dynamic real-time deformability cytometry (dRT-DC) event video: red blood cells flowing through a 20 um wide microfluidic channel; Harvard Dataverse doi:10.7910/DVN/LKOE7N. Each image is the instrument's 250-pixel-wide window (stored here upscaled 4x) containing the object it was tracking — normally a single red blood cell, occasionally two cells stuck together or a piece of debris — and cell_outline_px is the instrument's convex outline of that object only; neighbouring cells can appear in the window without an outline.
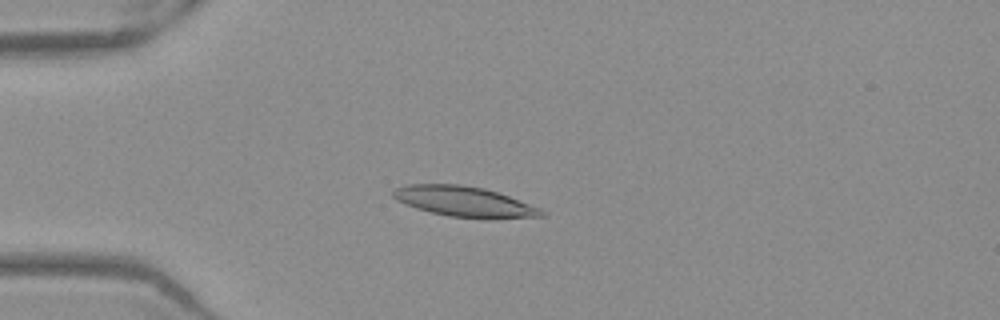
{"species": "Egyptian fruit bat (a non-hibernating species)", "species_latin": "Rousettus aegyptiacus", "temperature_condition": "warm", "stored_images_in_passage": 51, "camera_frame_rate_fps": 3000, "um_per_image_px": 0.085, "frame": {"image": 1, "passage_image": 13, "time_ms": 4.0, "image_size_px": [1000, 320], "cell_outline_px": [[548, 216], [488, 220], [448, 216], [416, 208], [396, 200], [392, 196], [392, 192], [396, 188], [408, 184], [460, 184], [484, 188], [508, 196], [540, 208]], "centroid_in_image_um": [39.5, 17.16], "position_along_channel_um": 45.5, "area_um2": 26.47}}
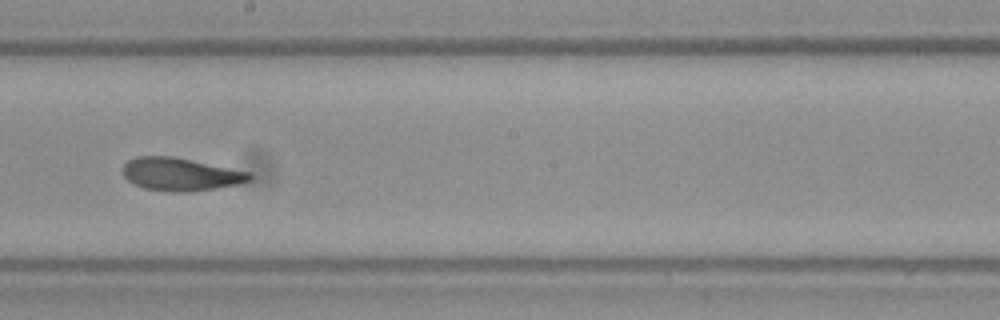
{"frame": {"image": 2, "passage_image": 29, "time_ms": 9.333, "image_size_px": [1000, 320], "cell_outline_px": [[256, 176], [252, 180], [240, 184], [216, 188], [188, 192], [172, 192], [144, 188], [128, 180], [124, 176], [124, 164], [128, 160], [136, 156], [172, 156], [252, 172]], "centroid_in_image_um": [15.42, 14.81], "position_along_channel_um": 232.8, "area_um2": 24.45}}
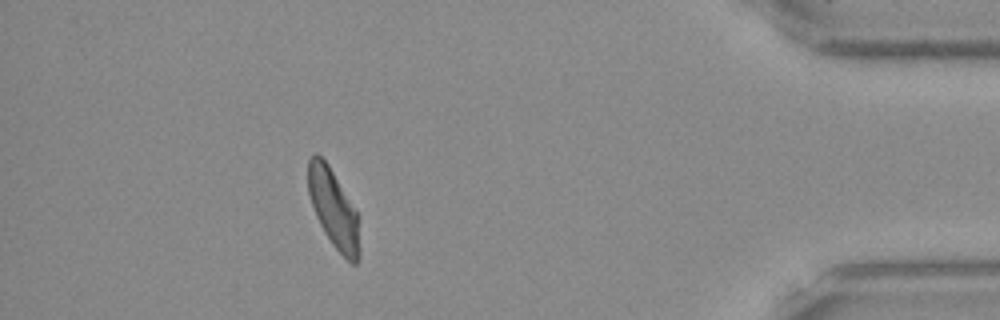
{"frame": {"image": 3, "passage_image": 46, "time_ms": 15.0, "image_size_px": [1000, 320], "cell_outline_px": [[360, 256], [356, 264], [352, 264], [332, 244], [324, 232], [316, 216], [308, 192], [308, 160], [312, 152], [316, 152], [328, 164], [356, 208], [360, 248]], "centroid_in_image_um": [28.35, 17.71], "position_along_channel_um": 406.8, "area_um2": 23.52}, "authors_computed_cell_mechanics": {"area_um2": 24.565, "velocity_mm_per_s": 3.9143, "shape_relaxation_time_tau1_ms": 3.3806, "shape_relaxation_time_tau2_ms": 1.7435, "deformation_change_tau1": 0.1455, "deformation_change_tau2": 0.0797}}